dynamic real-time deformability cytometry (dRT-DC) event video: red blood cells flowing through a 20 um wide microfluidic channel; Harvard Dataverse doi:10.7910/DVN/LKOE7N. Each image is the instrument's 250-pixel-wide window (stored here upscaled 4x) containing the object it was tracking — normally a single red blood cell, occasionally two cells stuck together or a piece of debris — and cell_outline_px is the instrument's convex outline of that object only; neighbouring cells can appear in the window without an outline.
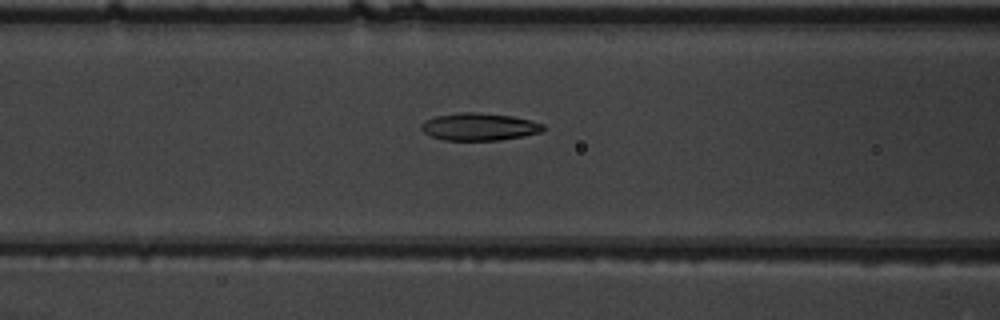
{"species": "common noctule bat (a hibernating species)", "species_latin": "Nyctalus noctula", "temperature_condition": "warm", "stored_images_in_passage": 54, "camera_frame_rate_fps": 3000, "um_per_image_px": 0.085, "animal": {"sex": "male", "body_mass_g": 19.5, "forearm_length_mm": 54.6}, "frame": {"image": 1, "passage_image": 23, "time_ms": 7.333, "image_size_px": [1000, 320], "cell_outline_px": [[544, 128], [540, 132], [524, 136], [500, 140], [444, 140], [432, 136], [424, 132], [420, 128], [420, 124], [424, 120], [436, 116], [460, 112], [476, 112], [512, 116], [544, 124]], "centroid_in_image_um": [40.7, 10.77], "position_along_channel_um": 125.9, "area_um2": 19.42}}
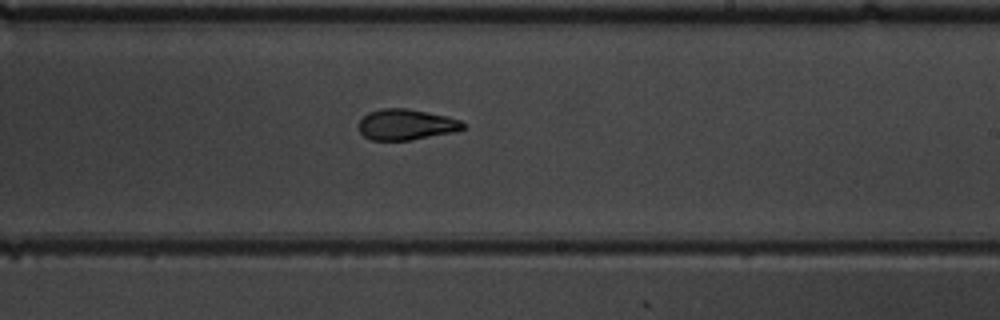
{"frame": {"image": 2, "passage_image": 33, "time_ms": 10.667, "image_size_px": [1000, 320], "cell_outline_px": [[464, 128], [456, 132], [412, 140], [372, 140], [364, 136], [360, 132], [360, 120], [368, 112], [380, 108], [408, 108], [448, 116], [460, 120], [464, 124]], "centroid_in_image_um": [34.55, 10.58], "position_along_channel_um": 254.5, "area_um2": 18.84}}
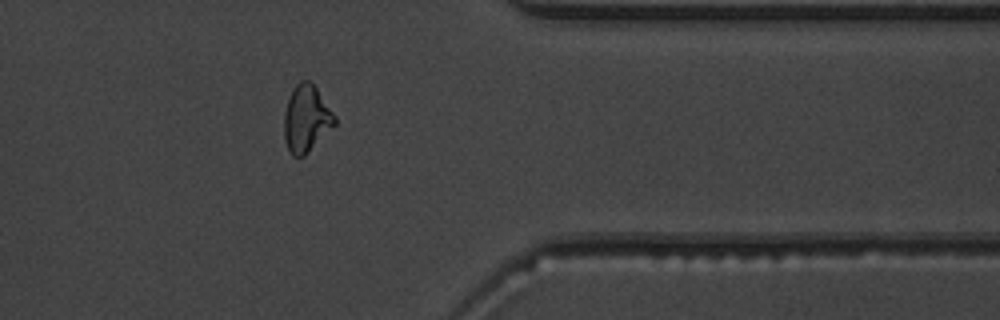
{"frame": {"image": 3, "passage_image": 44, "time_ms": 14.333, "image_size_px": [1000, 320], "cell_outline_px": [[336, 124], [304, 156], [292, 156], [288, 148], [284, 136], [284, 112], [292, 88], [300, 80], [308, 80], [316, 88], [336, 116]], "centroid_in_image_um": [26.03, 10.08], "position_along_channel_um": 385.4, "area_um2": 19.54}, "authors_computed_cell_mechanics": {"area_um2": 19.7387, "velocity_mm_per_s": 3.8727, "shape_relaxation_time_tau1_ms": 3.8747, "shape_relaxation_time_tau2_ms": 2.3657, "deformation_change_tau1": 0.1675, "deformation_change_tau2": 0.1012}}